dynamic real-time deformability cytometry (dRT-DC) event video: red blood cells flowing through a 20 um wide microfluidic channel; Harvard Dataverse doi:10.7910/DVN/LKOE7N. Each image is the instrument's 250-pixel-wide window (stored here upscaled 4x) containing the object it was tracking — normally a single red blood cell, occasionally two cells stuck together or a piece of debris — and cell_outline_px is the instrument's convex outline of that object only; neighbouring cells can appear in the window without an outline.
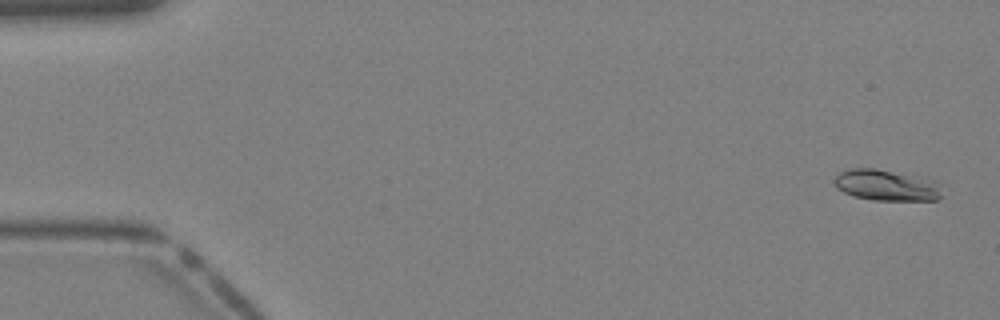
{"species": "Egyptian fruit bat (a non-hibernating species)", "species_latin": "Rousettus aegyptiacus", "temperature_condition": "warm", "stored_images_in_passage": 41, "camera_frame_rate_fps": 3000, "um_per_image_px": 0.085, "animal": {"sex": "female"}, "frame": {"image": 1, "passage_image": 2, "time_ms": 0.333, "image_size_px": [1000, 320], "cell_outline_px": [[944, 196], [940, 200], [872, 200], [852, 196], [836, 188], [832, 180], [840, 172], [852, 168], [876, 168], [924, 176], [936, 180], [940, 184]], "centroid_in_image_um": [75.42, 15.74], "position_along_channel_um": 9.6, "area_um2": 20.23}}
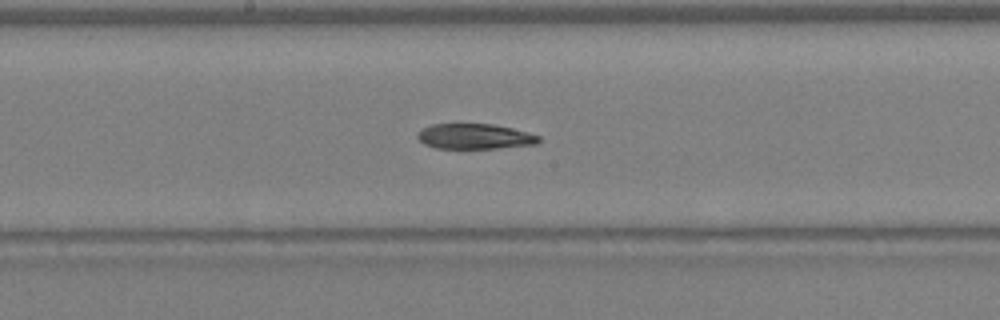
{"frame": {"image": 2, "passage_image": 22, "time_ms": 7.0, "image_size_px": [1000, 320], "cell_outline_px": [[540, 140], [536, 144], [496, 148], [436, 148], [424, 144], [416, 136], [424, 128], [432, 124], [492, 124], [512, 128], [528, 132], [540, 136]], "centroid_in_image_um": [40.37, 11.59], "position_along_channel_um": 207.8, "area_um2": 17.69}}
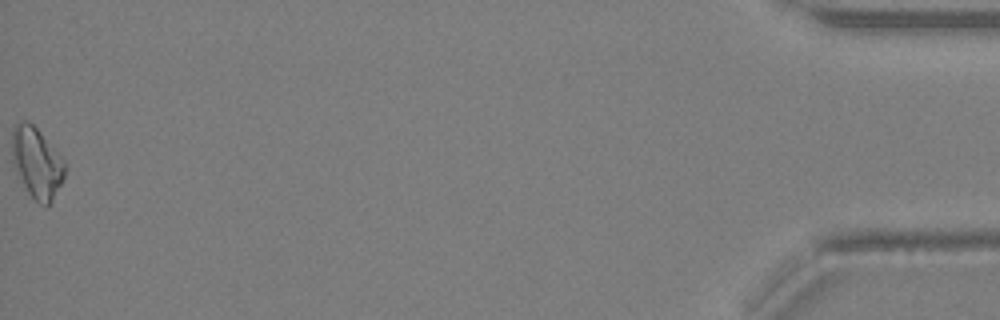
{"frame": {"image": 3, "passage_image": 41, "time_ms": 13.333, "image_size_px": [1000, 320], "cell_outline_px": [[64, 176], [48, 208], [40, 204], [28, 192], [12, 160], [12, 128], [16, 124], [24, 120], [28, 120], [40, 132], [64, 160]], "centroid_in_image_um": [3.12, 13.81], "position_along_channel_um": 432.1, "area_um2": 21.21}}